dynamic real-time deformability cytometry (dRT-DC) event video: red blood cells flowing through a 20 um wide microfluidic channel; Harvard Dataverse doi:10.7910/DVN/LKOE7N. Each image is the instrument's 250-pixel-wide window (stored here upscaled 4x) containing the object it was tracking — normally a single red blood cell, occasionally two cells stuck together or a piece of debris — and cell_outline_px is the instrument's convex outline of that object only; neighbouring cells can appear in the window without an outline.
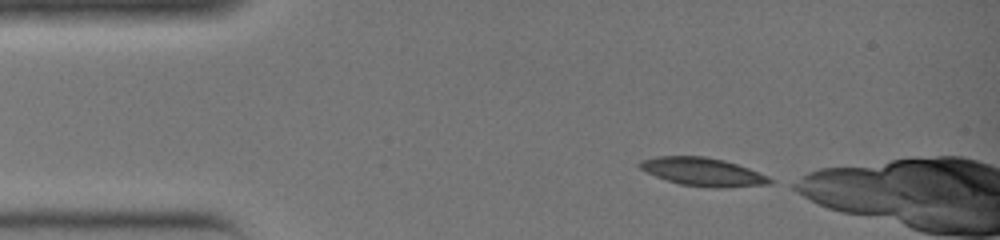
{"species": "common noctule bat (a hibernating species)", "species_latin": "Nyctalus noctula", "temperature_condition": "warm", "stored_images_in_passage": 7, "camera_frame_rate_fps": 3000, "um_per_image_px": 0.085, "animal": {"sex": "female", "body_mass_g": 19.0, "forearm_length_mm": 51.5}, "frame": {"image": 1, "passage_image": 1, "time_ms": 0.0, "image_size_px": [1000, 240], "cell_outline_px": [[776, 180], [772, 184], [724, 188], [712, 188], [680, 184], [656, 176], [640, 168], [636, 164], [640, 160], [656, 156], [704, 156], [724, 160], [748, 168], [768, 176]], "centroid_in_image_um": [59.77, 14.61], "position_along_channel_um": 25.2, "area_um2": 21.5}}
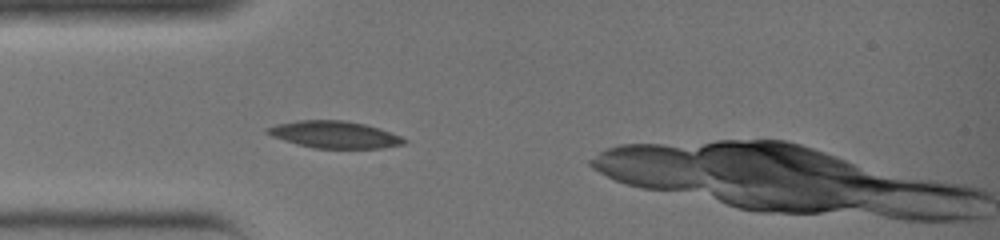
{"frame": {"image": 2, "passage_image": 6, "time_ms": 1.667, "image_size_px": [1000, 240], "cell_outline_px": [[408, 140], [404, 144], [384, 148], [312, 148], [296, 144], [272, 136], [264, 132], [264, 128], [276, 124], [296, 120], [344, 120], [364, 124], [380, 128], [400, 136]], "centroid_in_image_um": [28.4, 11.44], "position_along_channel_um": 56.6, "area_um2": 21.68}}